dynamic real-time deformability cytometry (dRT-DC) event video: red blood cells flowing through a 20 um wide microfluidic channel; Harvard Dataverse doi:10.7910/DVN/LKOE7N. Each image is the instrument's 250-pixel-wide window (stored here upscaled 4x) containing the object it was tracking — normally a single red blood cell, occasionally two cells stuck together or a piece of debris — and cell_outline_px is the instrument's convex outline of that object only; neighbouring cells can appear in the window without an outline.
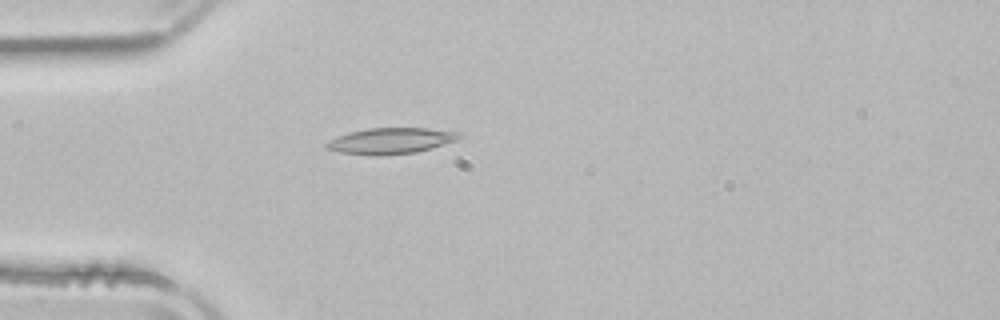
{"species": "common noctule bat (a hibernating species)", "species_latin": "Nyctalus noctula", "temperature_condition": "room temperature", "stored_images_in_passage": 52, "camera_frame_rate_fps": 3000, "um_per_image_px": 0.085, "animal": {"sex": "male", "body_mass_g": 21.5, "forearm_length_mm": 52.0}, "frame": {"image": 1, "passage_image": 15, "time_ms": 4.667, "image_size_px": [1000, 320], "cell_outline_px": [[464, 136], [456, 140], [432, 148], [416, 152], [380, 156], [372, 156], [340, 152], [324, 148], [324, 144], [336, 136], [348, 132], [368, 128], [428, 128], [464, 132]], "centroid_in_image_um": [33.23, 11.97], "position_along_channel_um": 51.8, "area_um2": 20.46}}
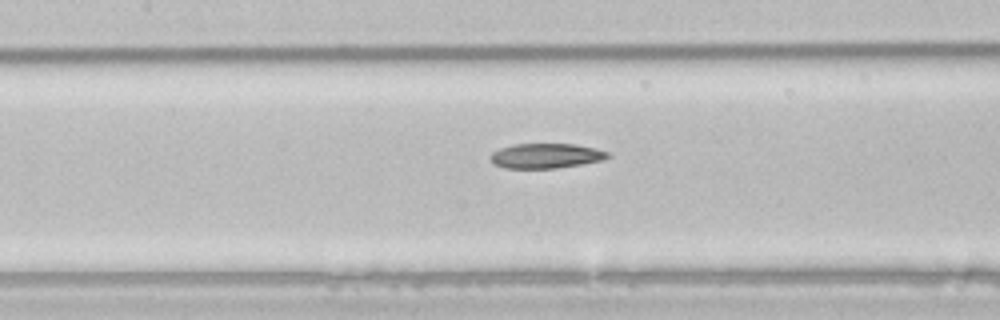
{"frame": {"image": 2, "passage_image": 24, "time_ms": 7.667, "image_size_px": [1000, 320], "cell_outline_px": [[612, 156], [604, 160], [556, 168], [504, 168], [496, 164], [488, 156], [492, 152], [500, 148], [512, 144], [576, 144], [596, 148], [608, 152]], "centroid_in_image_um": [46.42, 13.23], "position_along_channel_um": 161.0, "area_um2": 17.05}}
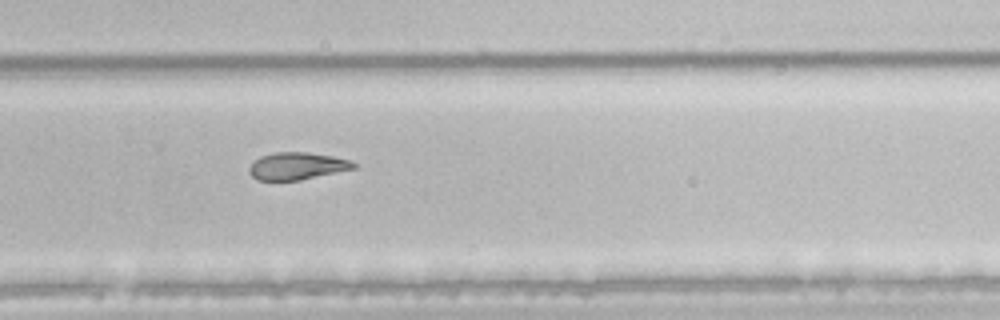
{"frame": {"image": 3, "passage_image": 35, "time_ms": 11.333, "image_size_px": [1000, 320], "cell_outline_px": [[356, 168], [300, 180], [256, 180], [248, 172], [248, 168], [260, 156], [276, 152], [308, 152], [332, 156], [352, 160], [356, 164]], "centroid_in_image_um": [25.25, 14.11], "position_along_channel_um": 304.5, "area_um2": 16.59}, "authors_computed_cell_mechanics": {"area_um2": 19.074, "velocity_mm_per_s": 3.9393, "shape_relaxation_time_tau1_ms": null, "shape_relaxation_time_tau2_ms": 6.0337, "deformation_change_tau1": null, "deformation_change_tau2": 0.1421}}